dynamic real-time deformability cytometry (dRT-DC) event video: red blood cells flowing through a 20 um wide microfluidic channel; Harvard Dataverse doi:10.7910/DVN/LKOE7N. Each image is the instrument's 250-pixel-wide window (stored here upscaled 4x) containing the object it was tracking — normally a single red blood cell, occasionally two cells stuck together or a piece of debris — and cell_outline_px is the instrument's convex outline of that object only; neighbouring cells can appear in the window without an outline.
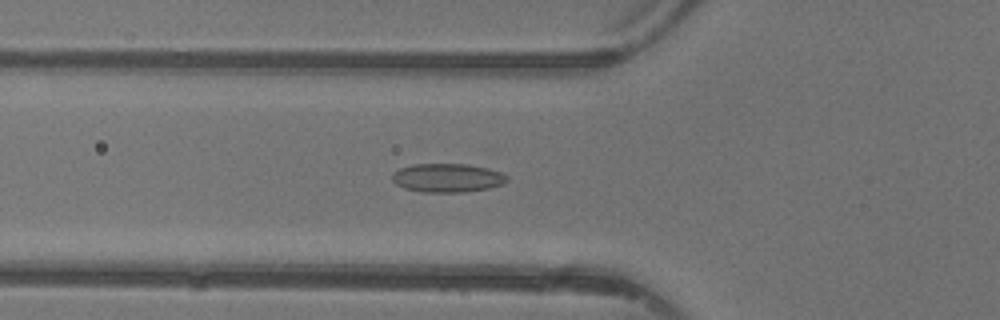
{"species": "common noctule bat (a hibernating species)", "species_latin": "Nyctalus noctula", "temperature_condition": "warm", "stored_images_in_passage": 43, "camera_frame_rate_fps": 3000, "um_per_image_px": 0.085, "animal": {"sex": "female"}, "frame": {"image": 1, "passage_image": 13, "time_ms": 4.0, "image_size_px": [1000, 320], "cell_outline_px": [[508, 180], [504, 184], [488, 188], [464, 192], [420, 192], [404, 188], [396, 184], [392, 180], [392, 172], [400, 168], [412, 164], [468, 164], [488, 168], [500, 172], [508, 176]], "centroid_in_image_um": [38.02, 15.12], "position_along_channel_um": 87.8, "area_um2": 19.36}}
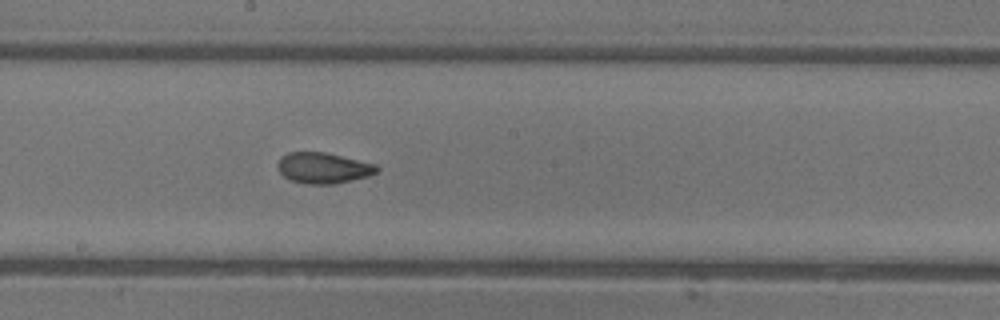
{"frame": {"image": 2, "passage_image": 22, "time_ms": 7.0, "image_size_px": [1000, 320], "cell_outline_px": [[380, 168], [376, 172], [368, 176], [332, 184], [308, 184], [292, 180], [284, 176], [280, 172], [276, 164], [280, 156], [288, 152], [324, 152], [376, 164]], "centroid_in_image_um": [27.45, 14.26], "position_along_channel_um": 220.8, "area_um2": 17.69}}
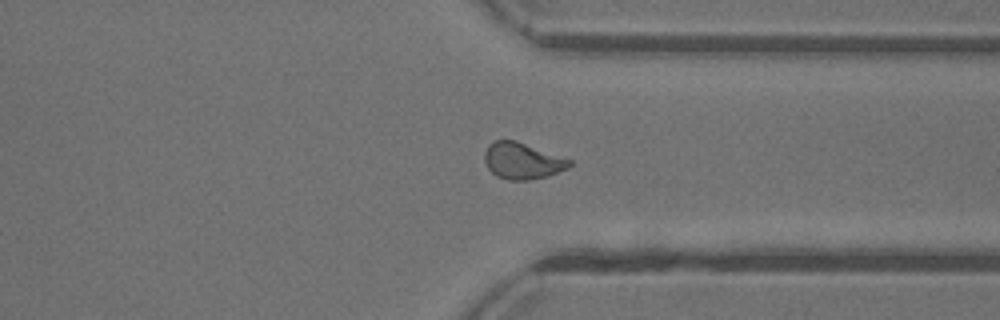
{"frame": {"image": 3, "passage_image": 32, "time_ms": 10.333, "image_size_px": [1000, 320], "cell_outline_px": [[572, 164], [568, 168], [548, 176], [528, 180], [508, 180], [496, 176], [488, 168], [484, 160], [484, 152], [488, 144], [492, 140], [516, 140], [572, 160]], "centroid_in_image_um": [44.38, 13.67], "position_along_channel_um": 367.0, "area_um2": 18.15}, "authors_computed_cell_mechanics": {"area_um2": 18.2648, "velocity_mm_per_s": 4.4009, "shape_relaxation_time_tau1_ms": 3.9736, "shape_relaxation_time_tau2_ms": 1.2629, "deformation_change_tau1": 0.1465, "deformation_change_tau2": 0.0575}}